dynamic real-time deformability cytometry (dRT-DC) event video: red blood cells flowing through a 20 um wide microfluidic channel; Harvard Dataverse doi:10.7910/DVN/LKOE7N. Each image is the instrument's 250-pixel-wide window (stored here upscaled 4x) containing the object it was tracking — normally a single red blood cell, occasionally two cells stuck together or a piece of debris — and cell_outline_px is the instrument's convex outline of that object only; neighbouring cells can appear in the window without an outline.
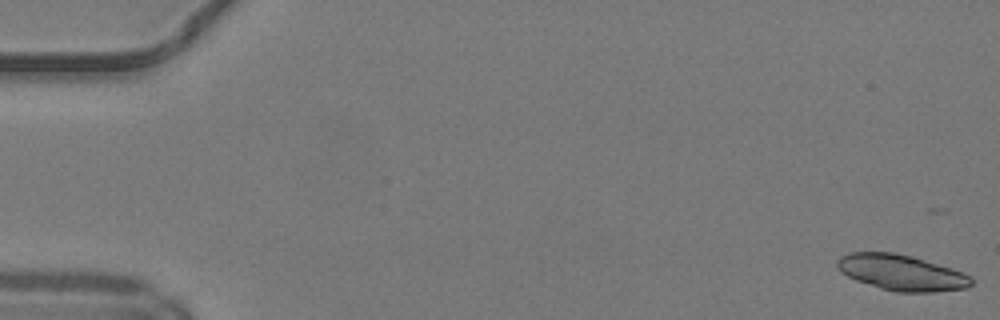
{"species": "common noctule bat (a hibernating species)", "species_latin": "Nyctalus noctula", "temperature_condition": "warm", "stored_images_in_passage": 50, "segment_of_instrument_passage": [1, 2], "camera_frame_rate_fps": 3000, "um_per_image_px": 0.085, "animal": {"sex": "male", "body_mass_g": 19.2, "forearm_length_mm": 51.8}, "frame": {"image": 1, "passage_image": 1, "time_ms": 0.0, "image_size_px": [1000, 320], "cell_outline_px": [[972, 284], [968, 288], [932, 292], [896, 292], [880, 288], [856, 280], [840, 272], [836, 264], [836, 260], [840, 256], [848, 252], [892, 252], [912, 256], [952, 268], [972, 276]], "centroid_in_image_um": [76.61, 23.16], "position_along_channel_um": 8.4, "area_um2": 28.09}}